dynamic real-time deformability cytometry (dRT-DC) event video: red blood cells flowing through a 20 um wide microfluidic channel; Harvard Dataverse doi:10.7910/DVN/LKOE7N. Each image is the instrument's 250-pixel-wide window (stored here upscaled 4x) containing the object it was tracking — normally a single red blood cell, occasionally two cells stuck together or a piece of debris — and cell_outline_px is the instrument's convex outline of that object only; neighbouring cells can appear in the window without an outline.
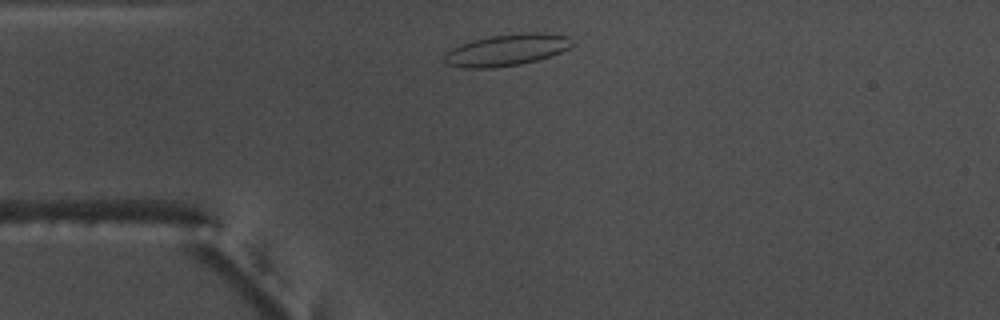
{"species": "common noctule bat (a hibernating species)", "species_latin": "Nyctalus noctula", "temperature_condition": "warm", "stored_images_in_passage": 35, "camera_frame_rate_fps": 3000, "um_per_image_px": 0.085, "animal": {"sex": "male", "body_mass_g": 17.5, "forearm_length_mm": 52.3}, "frame": {"image": 1, "passage_image": 4, "time_ms": 1.0, "image_size_px": [1000, 320], "cell_outline_px": [[576, 44], [552, 56], [540, 60], [520, 64], [492, 68], [464, 68], [448, 64], [444, 60], [444, 52], [460, 44], [472, 40], [492, 36], [528, 32], [544, 32], [572, 36]], "centroid_in_image_um": [43.14, 4.24], "position_along_channel_um": 41.9, "area_um2": 23.93}}
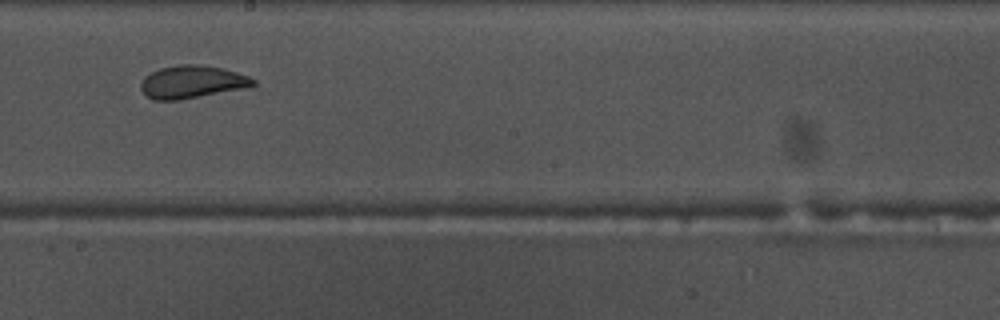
{"frame": {"image": 2, "passage_image": 21, "time_ms": 6.667, "image_size_px": [1000, 320], "cell_outline_px": [[256, 84], [244, 88], [180, 100], [152, 100], [140, 88], [140, 84], [144, 76], [160, 68], [184, 64], [200, 64], [220, 68], [236, 72], [248, 76], [256, 80]], "centroid_in_image_um": [16.3, 6.97], "position_along_channel_um": 231.9, "area_um2": 21.27}}
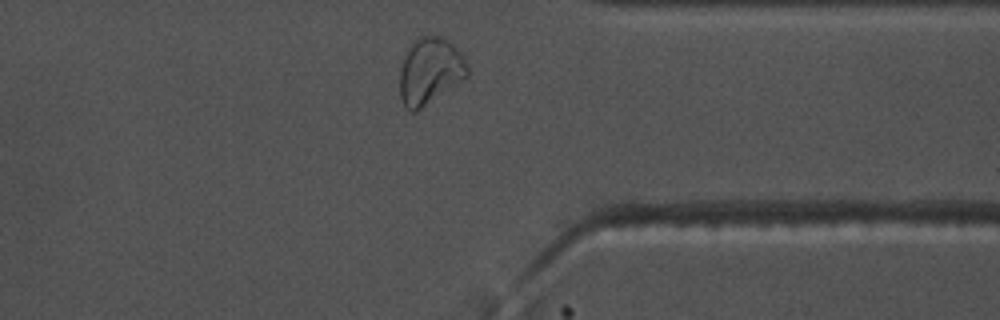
{"frame": {"image": 3, "passage_image": 33, "time_ms": 10.667, "image_size_px": [1000, 320], "cell_outline_px": [[468, 76], [416, 112], [412, 112], [404, 104], [400, 96], [400, 68], [404, 56], [412, 40], [420, 32], [448, 36], [464, 56], [468, 68]], "centroid_in_image_um": [36.55, 5.93], "position_along_channel_um": 374.8, "area_um2": 27.05}, "authors_computed_cell_mechanics": {"area_um2": 21.5016, "velocity_mm_per_s": 3.7114, "shape_relaxation_time_tau1_ms": 6.3965, "shape_relaxation_time_tau2_ms": 1.0209, "deformation_change_tau1": 0.1551, "deformation_change_tau2": 0.0634}}